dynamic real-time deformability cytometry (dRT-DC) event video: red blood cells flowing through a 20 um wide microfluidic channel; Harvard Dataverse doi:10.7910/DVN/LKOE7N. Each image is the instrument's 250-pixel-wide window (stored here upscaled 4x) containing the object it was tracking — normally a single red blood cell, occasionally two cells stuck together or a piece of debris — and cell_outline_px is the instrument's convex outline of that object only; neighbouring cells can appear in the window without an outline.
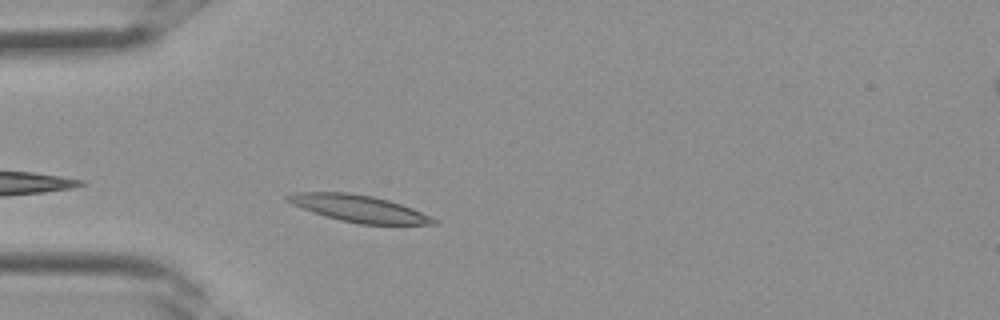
{"species": "Egyptian fruit bat (a non-hibernating species)", "species_latin": "Rousettus aegyptiacus", "temperature_condition": "room temperature", "stored_images_in_passage": 1, "camera_frame_rate_fps": 3000, "um_per_image_px": 0.085, "frame": {"image": 1, "passage_image": 1, "time_ms": 0.0, "image_size_px": [1000, 320], "cell_outline_px": [[436, 224], [360, 224], [340, 220], [324, 216], [292, 204], [284, 200], [284, 196], [292, 192], [348, 192], [372, 196], [388, 200], [412, 208], [432, 216], [436, 220]], "centroid_in_image_um": [30.46, 17.71], "position_along_channel_um": 54.5, "area_um2": 22.77}}